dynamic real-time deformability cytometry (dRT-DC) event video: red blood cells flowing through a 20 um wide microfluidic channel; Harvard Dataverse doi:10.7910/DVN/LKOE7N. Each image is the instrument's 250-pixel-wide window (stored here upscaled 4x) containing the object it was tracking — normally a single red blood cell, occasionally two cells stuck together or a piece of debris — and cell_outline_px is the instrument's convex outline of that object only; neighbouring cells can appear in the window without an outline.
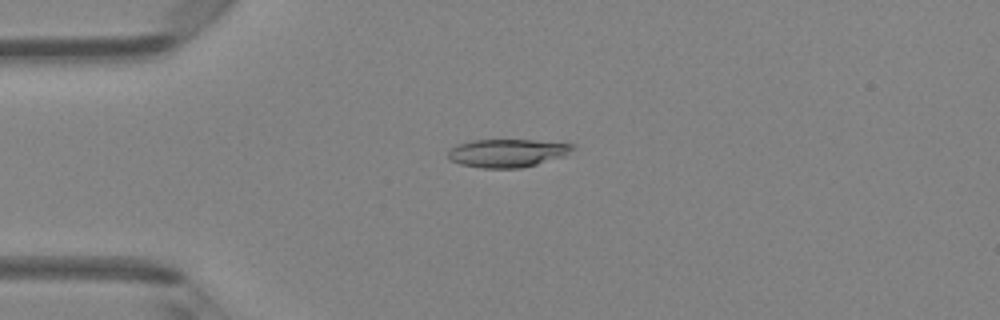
{"species": "Egyptian fruit bat (a non-hibernating species)", "species_latin": "Rousettus aegyptiacus", "temperature_condition": "room temperature", "stored_images_in_passage": 48, "camera_frame_rate_fps": 3000, "um_per_image_px": 0.085, "animal": {"sex": "female"}, "frame": {"image": 1, "passage_image": 12, "time_ms": 3.667, "image_size_px": [1000, 320], "cell_outline_px": [[576, 148], [564, 156], [536, 164], [520, 168], [484, 168], [460, 164], [448, 160], [448, 152], [456, 144], [472, 140], [532, 140], [576, 144]], "centroid_in_image_um": [43.12, 13.0], "position_along_channel_um": 41.9, "area_um2": 20.46}}
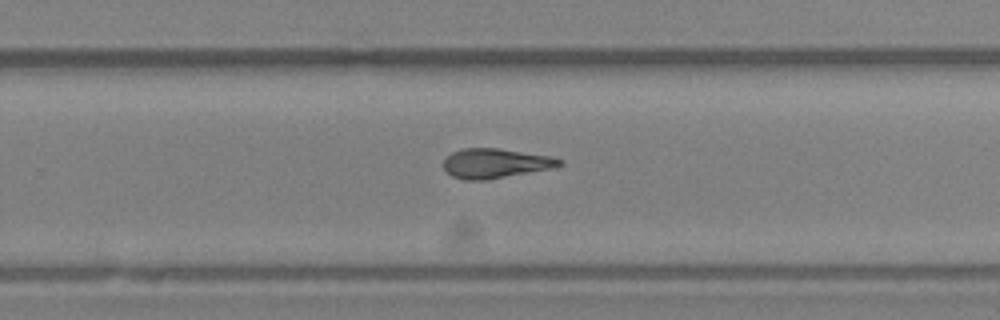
{"frame": {"image": 2, "passage_image": 31, "time_ms": 10.0, "image_size_px": [1000, 320], "cell_outline_px": [[564, 164], [556, 168], [484, 180], [464, 180], [452, 176], [444, 168], [444, 160], [452, 152], [460, 148], [500, 148], [552, 156], [564, 160]], "centroid_in_image_um": [42.17, 13.87], "position_along_channel_um": 287.6, "area_um2": 20.23}}
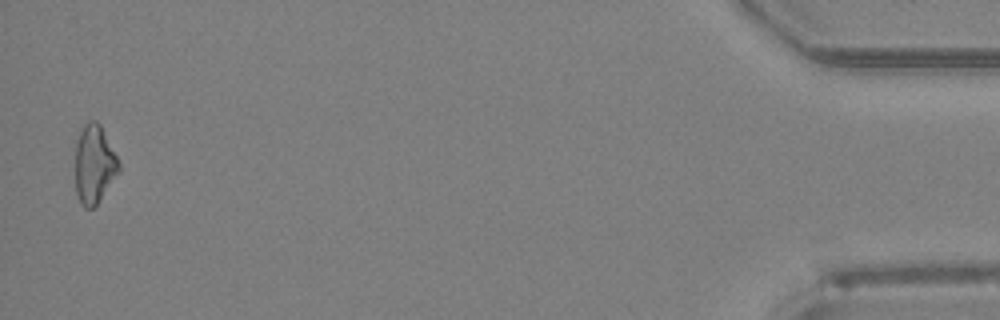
{"frame": {"image": 3, "passage_image": 47, "time_ms": 15.333, "image_size_px": [1000, 320], "cell_outline_px": [[120, 172], [96, 204], [92, 208], [84, 208], [80, 204], [76, 192], [76, 140], [84, 124], [88, 120], [96, 120], [100, 124], [120, 164]], "centroid_in_image_um": [8.0, 13.96], "position_along_channel_um": 427.2, "area_um2": 19.83}, "authors_computed_cell_mechanics": {"area_um2": 20.1144, "velocity_mm_per_s": 4.2913, "shape_relaxation_time_tau1_ms": null, "shape_relaxation_time_tau2_ms": 4.4157, "deformation_change_tau1": null, "deformation_change_tau2": 0.1495}}